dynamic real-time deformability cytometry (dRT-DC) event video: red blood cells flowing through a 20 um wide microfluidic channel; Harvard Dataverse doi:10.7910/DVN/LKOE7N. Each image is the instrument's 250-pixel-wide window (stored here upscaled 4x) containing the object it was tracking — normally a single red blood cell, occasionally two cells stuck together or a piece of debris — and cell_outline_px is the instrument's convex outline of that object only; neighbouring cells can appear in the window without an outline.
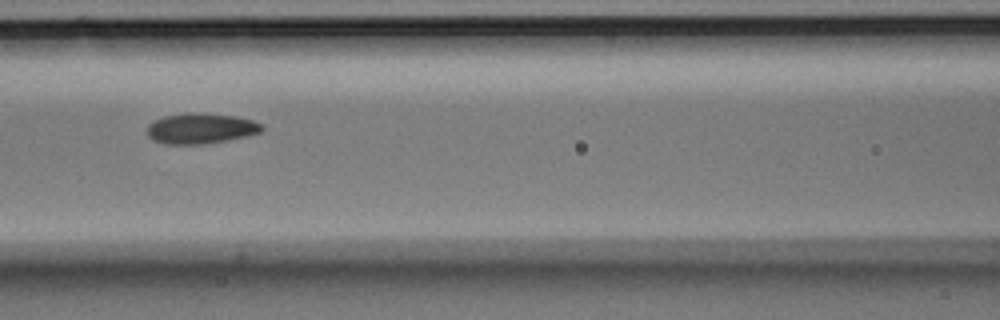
{"species": "Egyptian fruit bat (a non-hibernating species)", "species_latin": "Rousettus aegyptiacus", "temperature_condition": "room temperature", "stored_images_in_passage": 11, "camera_frame_rate_fps": 3000, "um_per_image_px": 0.085, "animal": {"sex": "male"}, "frame": {"image": 1, "passage_image": 7, "time_ms": 2.0, "image_size_px": [1000, 320], "cell_outline_px": [[264, 128], [260, 132], [248, 136], [228, 140], [204, 144], [164, 144], [152, 140], [148, 136], [148, 124], [164, 116], [188, 112], [200, 112], [236, 116], [252, 120], [264, 124]], "centroid_in_image_um": [17.09, 10.91], "position_along_channel_um": 149.5, "area_um2": 20.63}}
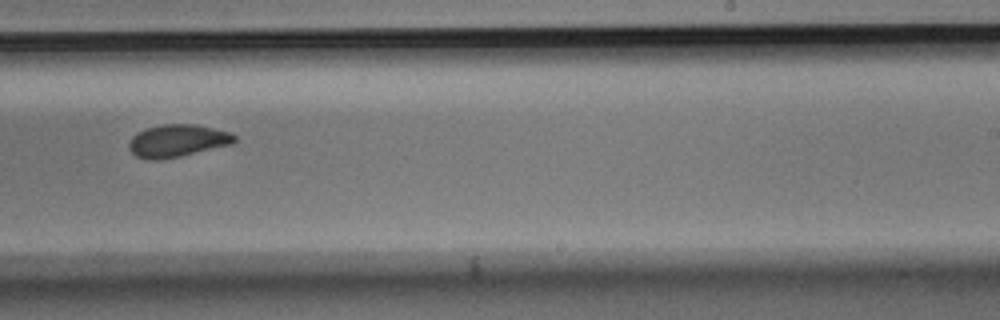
{"frame": {"image": 2, "passage_image": 10, "time_ms": 3.0, "image_size_px": [1000, 320], "cell_outline_px": [[236, 140], [232, 144], [180, 156], [156, 160], [148, 160], [136, 156], [128, 148], [128, 140], [136, 132], [144, 128], [164, 124], [196, 124], [228, 132], [236, 136]], "centroid_in_image_um": [15.02, 11.96], "position_along_channel_um": 274.0, "area_um2": 20.0}}
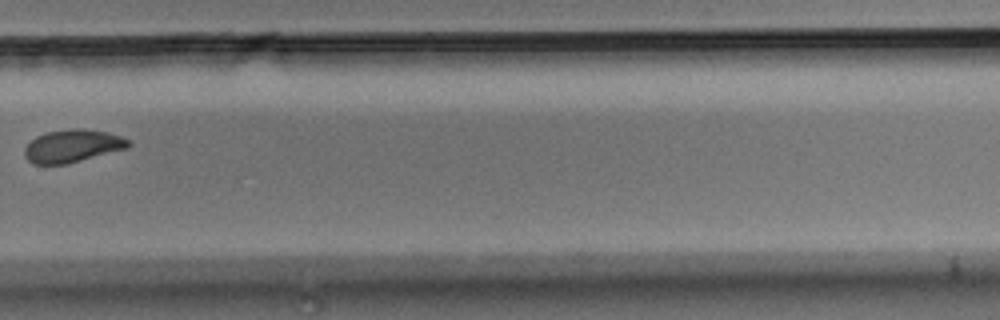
{"frame": {"image": 3, "passage_image": 11, "time_ms": 3.333, "image_size_px": [1000, 320], "cell_outline_px": [[132, 144], [128, 148], [68, 164], [32, 164], [24, 156], [24, 148], [36, 136], [48, 132], [72, 128], [84, 128], [104, 132], [120, 136], [128, 140]], "centroid_in_image_um": [6.15, 12.42], "position_along_channel_um": 323.6, "area_um2": 19.83}}